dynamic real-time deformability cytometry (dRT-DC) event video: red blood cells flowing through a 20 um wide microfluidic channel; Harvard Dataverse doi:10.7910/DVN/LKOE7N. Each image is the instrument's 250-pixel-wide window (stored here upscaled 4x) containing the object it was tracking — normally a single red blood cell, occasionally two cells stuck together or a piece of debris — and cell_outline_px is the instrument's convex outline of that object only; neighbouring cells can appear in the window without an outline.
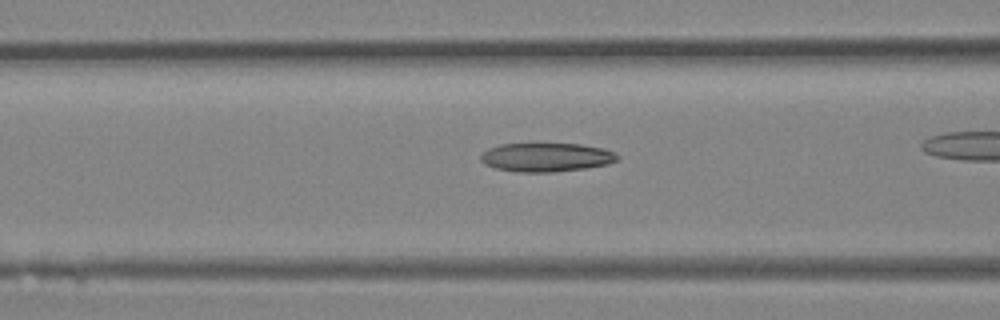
{"species": "Egyptian fruit bat (a non-hibernating species)", "species_latin": "Rousettus aegyptiacus", "temperature_condition": "room temperature", "stored_images_in_passage": 30, "camera_frame_rate_fps": 3000, "um_per_image_px": 0.085, "animal": {"sex": "female"}, "frame": {"image": 1, "passage_image": 15, "time_ms": 4.667, "image_size_px": [1000, 320], "cell_outline_px": [[620, 160], [608, 164], [588, 168], [552, 172], [516, 172], [496, 168], [484, 164], [480, 160], [480, 156], [488, 148], [500, 144], [580, 144], [604, 148], [620, 156]], "centroid_in_image_um": [46.45, 13.37], "position_along_channel_um": 120.1, "area_um2": 23.06}}
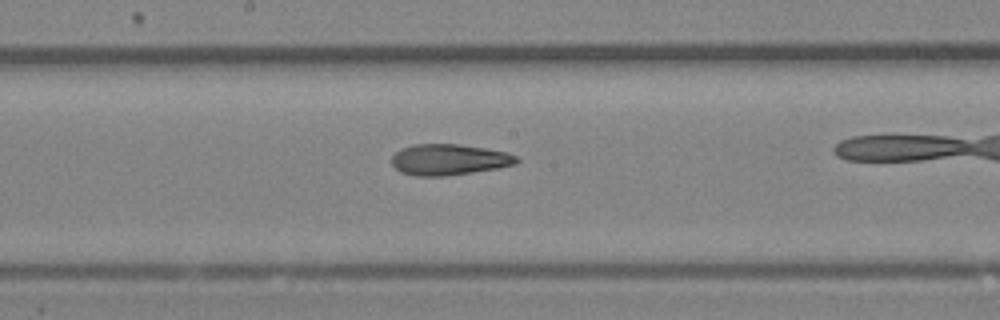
{"frame": {"image": 2, "passage_image": 20, "time_ms": 6.333, "image_size_px": [1000, 320], "cell_outline_px": [[520, 160], [516, 164], [496, 168], [472, 172], [444, 176], [416, 176], [400, 172], [392, 164], [392, 156], [400, 148], [412, 144], [460, 144], [508, 152], [516, 156]], "centroid_in_image_um": [38.15, 13.56], "position_along_channel_um": 210.1, "area_um2": 22.6}}
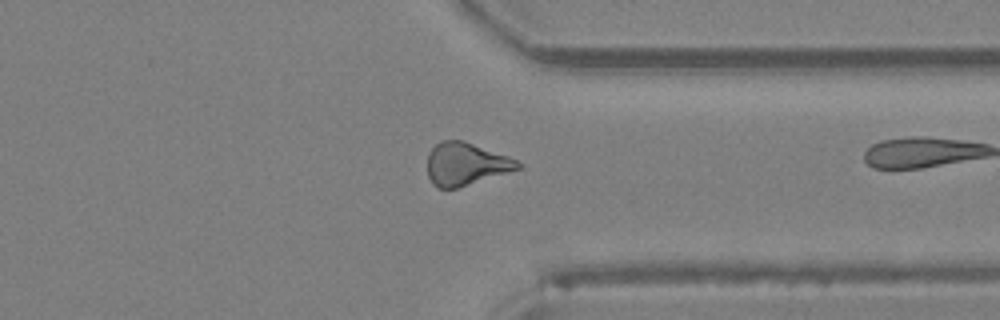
{"frame": {"image": 3, "passage_image": 29, "time_ms": 9.333, "image_size_px": [1000, 320], "cell_outline_px": [[524, 168], [456, 188], [436, 188], [432, 184], [428, 176], [428, 152], [440, 140], [464, 140], [508, 156], [524, 164]], "centroid_in_image_um": [39.61, 13.94], "position_along_channel_um": 371.8, "area_um2": 22.72}}